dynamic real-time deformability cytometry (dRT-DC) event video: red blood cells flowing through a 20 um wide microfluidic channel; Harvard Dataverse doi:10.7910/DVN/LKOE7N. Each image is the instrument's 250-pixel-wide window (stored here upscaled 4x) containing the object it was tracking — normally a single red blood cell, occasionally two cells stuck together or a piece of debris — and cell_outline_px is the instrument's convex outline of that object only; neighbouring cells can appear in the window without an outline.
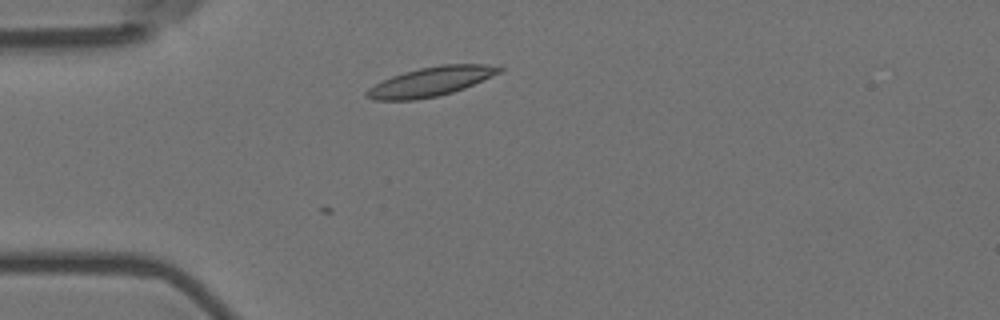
{"species": "Egyptian fruit bat (a non-hibernating species)", "species_latin": "Rousettus aegyptiacus", "temperature_condition": "room temperature", "stored_images_in_passage": 2, "camera_frame_rate_fps": 3000, "um_per_image_px": 0.085, "animal": {"sex": "female"}, "frame": {"image": 1, "passage_image": 2, "time_ms": 0.333, "image_size_px": [1000, 320], "cell_outline_px": [[504, 72], [464, 88], [452, 92], [436, 96], [416, 100], [372, 100], [364, 96], [364, 92], [368, 88], [392, 76], [404, 72], [420, 68], [440, 64], [500, 64], [504, 68]], "centroid_in_image_um": [36.69, 6.92], "position_along_channel_um": 48.3, "area_um2": 22.89}}